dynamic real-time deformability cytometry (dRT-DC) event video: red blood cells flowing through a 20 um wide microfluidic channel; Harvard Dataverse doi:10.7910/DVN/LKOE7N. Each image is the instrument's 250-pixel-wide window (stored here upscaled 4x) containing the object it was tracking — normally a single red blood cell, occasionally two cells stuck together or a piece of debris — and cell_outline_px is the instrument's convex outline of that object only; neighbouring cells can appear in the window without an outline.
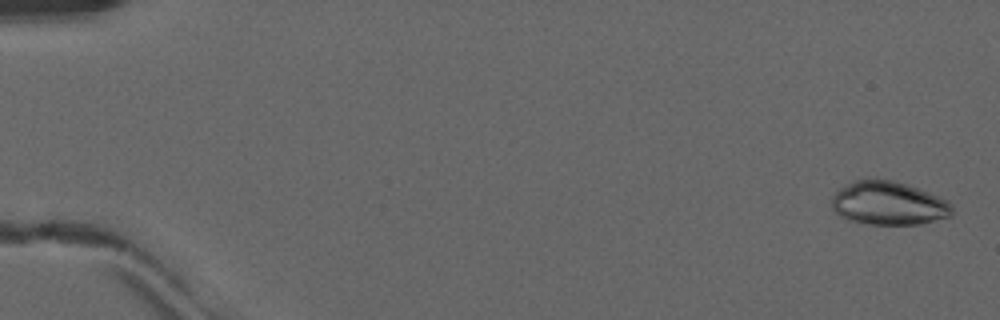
{"species": "common noctule bat (a hibernating species)", "species_latin": "Nyctalus noctula", "temperature_condition": "warm", "stored_images_in_passage": 51, "camera_frame_rate_fps": 3000, "um_per_image_px": 0.085, "animal": {"sex": "male", "forearm_length_mm": 52.5}, "frame": {"image": 1, "passage_image": 2, "time_ms": 0.333, "image_size_px": [1000, 320], "cell_outline_px": [[952, 216], [920, 224], [868, 224], [852, 220], [840, 216], [832, 208], [832, 196], [840, 188], [856, 180], [892, 180], [940, 196], [948, 200], [952, 208]], "centroid_in_image_um": [75.55, 17.29], "position_along_channel_um": 9.5, "area_um2": 30.11}}
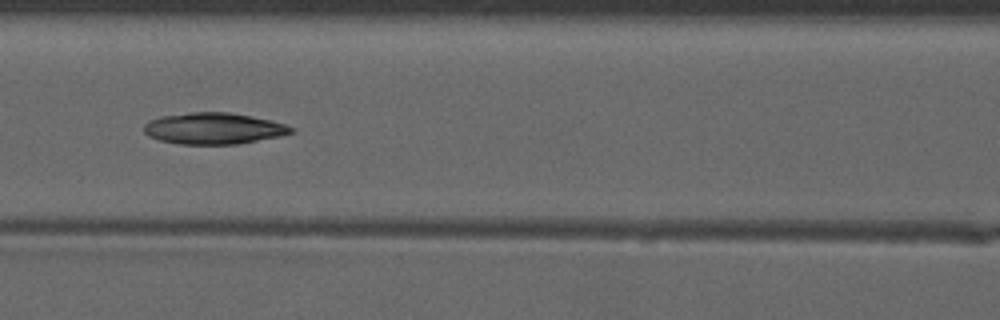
{"frame": {"image": 2, "passage_image": 24, "time_ms": 7.667, "image_size_px": [1000, 320], "cell_outline_px": [[296, 132], [280, 136], [240, 144], [180, 144], [160, 140], [148, 136], [144, 132], [144, 124], [148, 120], [160, 116], [192, 112], [228, 112], [252, 116], [272, 120], [296, 128]], "centroid_in_image_um": [18.19, 10.91], "position_along_channel_um": 148.4, "area_um2": 27.17}}
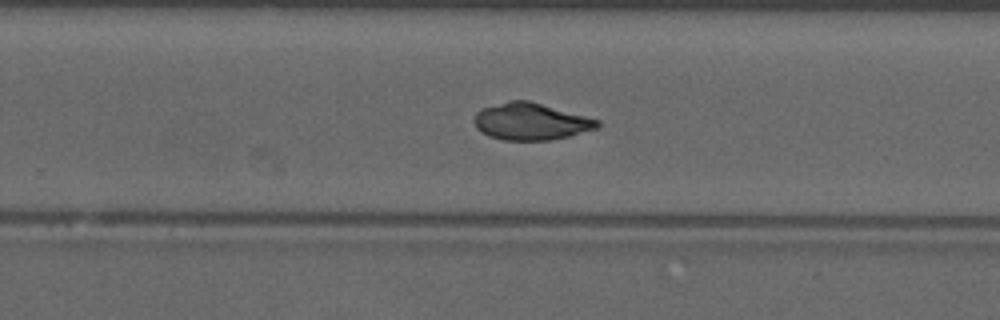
{"frame": {"image": 3, "passage_image": 34, "time_ms": 11.0, "image_size_px": [1000, 320], "cell_outline_px": [[600, 124], [596, 128], [568, 136], [552, 140], [504, 140], [488, 136], [480, 132], [476, 128], [472, 120], [476, 112], [480, 108], [508, 100], [528, 100], [600, 120]], "centroid_in_image_um": [45.05, 10.32], "position_along_channel_um": 284.8, "area_um2": 26.65}, "authors_computed_cell_mechanics": {"area_um2": 27.2816, "velocity_mm_per_s": 4.1014, "shape_relaxation_time_tau1_ms": null, "shape_relaxation_time_tau2_ms": 2.0958, "deformation_change_tau1": null, "deformation_change_tau2": 0.0494}}